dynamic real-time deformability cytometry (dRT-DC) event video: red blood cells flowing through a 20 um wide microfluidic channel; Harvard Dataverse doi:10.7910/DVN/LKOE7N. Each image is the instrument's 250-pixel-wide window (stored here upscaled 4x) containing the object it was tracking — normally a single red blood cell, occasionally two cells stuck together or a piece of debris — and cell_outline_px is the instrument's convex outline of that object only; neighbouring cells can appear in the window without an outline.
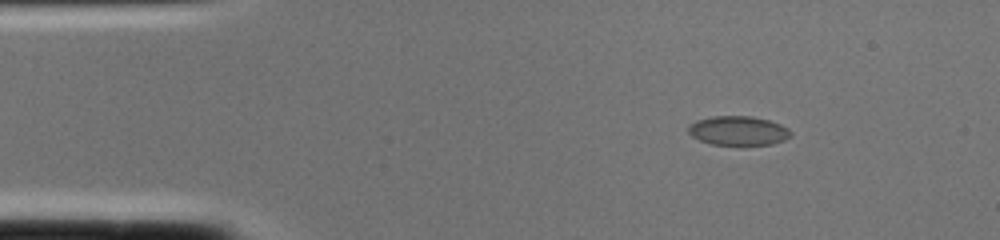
{"species": "common noctule bat (a hibernating species)", "species_latin": "Nyctalus noctula", "temperature_condition": "cold", "stored_images_in_passage": 1, "camera_frame_rate_fps": 3000, "um_per_image_px": 0.085, "animal": {"sex": "female", "body_mass_g": 22.0, "forearm_length_mm": 56.7}, "frame": {"image": 1, "passage_image": 1, "time_ms": 0.0, "image_size_px": [1000, 240], "cell_outline_px": [[792, 136], [784, 140], [772, 144], [712, 144], [700, 140], [692, 136], [688, 132], [688, 124], [696, 120], [712, 116], [752, 116], [768, 120], [780, 124], [788, 128], [792, 132]], "centroid_in_image_um": [62.75, 11.09], "position_along_channel_um": 22.3, "area_um2": 17.4}}